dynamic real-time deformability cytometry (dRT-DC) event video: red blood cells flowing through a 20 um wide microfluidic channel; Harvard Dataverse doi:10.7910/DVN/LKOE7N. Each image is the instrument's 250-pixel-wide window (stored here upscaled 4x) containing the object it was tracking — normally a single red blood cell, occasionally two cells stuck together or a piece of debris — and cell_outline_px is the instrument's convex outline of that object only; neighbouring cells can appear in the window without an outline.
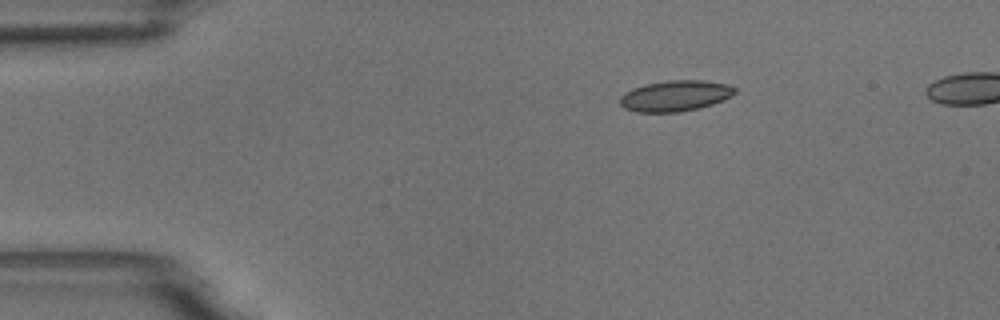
{"species": "common noctule bat (a hibernating species)", "species_latin": "Nyctalus noctula", "temperature_condition": "room temperature", "stored_images_in_passage": 9, "camera_frame_rate_fps": 3000, "um_per_image_px": 0.085, "animal": {"sex": "male", "body_mass_g": 18.8}, "frame": {"image": 1, "passage_image": 1, "time_ms": 0.0, "image_size_px": [1000, 320], "cell_outline_px": [[736, 92], [732, 96], [712, 104], [700, 108], [680, 112], [636, 112], [624, 108], [620, 104], [620, 96], [624, 92], [632, 88], [644, 84], [668, 80], [704, 80], [728, 84], [736, 88]], "centroid_in_image_um": [57.39, 8.14], "position_along_channel_um": 27.6, "area_um2": 20.87}}